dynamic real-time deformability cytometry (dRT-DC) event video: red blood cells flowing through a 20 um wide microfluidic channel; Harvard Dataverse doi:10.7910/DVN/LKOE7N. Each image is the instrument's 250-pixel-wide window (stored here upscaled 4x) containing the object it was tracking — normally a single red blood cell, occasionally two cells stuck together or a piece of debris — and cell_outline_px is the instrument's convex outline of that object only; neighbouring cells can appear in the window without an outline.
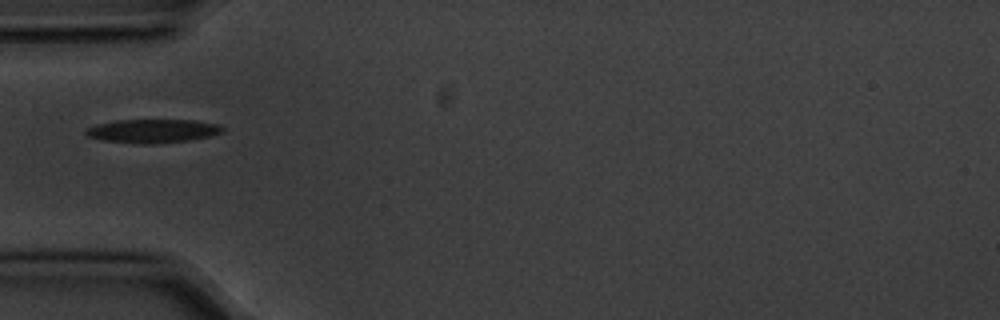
{"species": "common noctule bat (a hibernating species)", "species_latin": "Nyctalus noctula", "temperature_condition": "cold", "stored_images_in_passage": 1, "camera_frame_rate_fps": 3000, "um_per_image_px": 0.085, "animal": {"sex": "male", "body_mass_g": 20.1, "forearm_length_mm": 53.5}, "frame": {"image": 1, "passage_image": 1, "time_ms": 0.0, "image_size_px": [1000, 320], "cell_outline_px": [[224, 128], [220, 132], [208, 136], [188, 140], [152, 144], [144, 144], [104, 140], [88, 136], [84, 132], [88, 128], [96, 124], [116, 120], [196, 120], [216, 124]], "centroid_in_image_um": [12.94, 11.12], "position_along_channel_um": 72.1, "area_um2": 18.5}}